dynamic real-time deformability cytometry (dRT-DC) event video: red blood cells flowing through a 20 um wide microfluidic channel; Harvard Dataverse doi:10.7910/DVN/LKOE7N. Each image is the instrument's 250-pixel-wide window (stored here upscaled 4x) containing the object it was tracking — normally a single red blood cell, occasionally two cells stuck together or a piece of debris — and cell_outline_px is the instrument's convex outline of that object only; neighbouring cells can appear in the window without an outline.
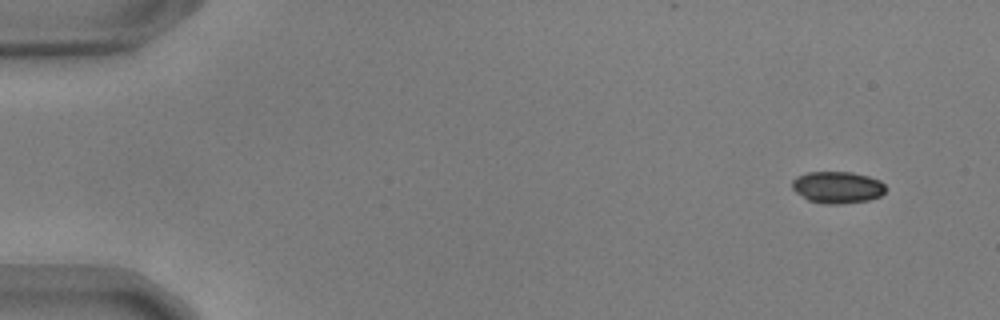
{"species": "common noctule bat (a hibernating species)", "species_latin": "Nyctalus noctula", "temperature_condition": "warm", "stored_images_in_passage": 52, "camera_frame_rate_fps": 3000, "um_per_image_px": 0.085, "animal": {"sex": "male", "body_mass_g": 17.9, "forearm_length_mm": 54.2}, "frame": {"image": 1, "passage_image": 1, "time_ms": 0.0, "image_size_px": [1000, 320], "cell_outline_px": [[884, 192], [880, 196], [868, 200], [840, 204], [828, 204], [808, 200], [796, 192], [792, 188], [792, 180], [796, 176], [808, 172], [852, 172], [868, 176], [880, 180], [884, 184]], "centroid_in_image_um": [71.16, 15.91], "position_along_channel_um": 13.8, "area_um2": 17.28}}
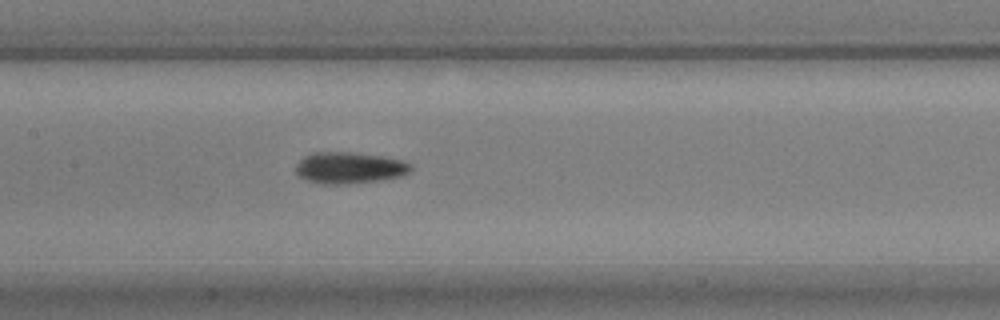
{"frame": {"image": 2, "passage_image": 24, "time_ms": 7.667, "image_size_px": [1000, 320], "cell_outline_px": [[412, 172], [400, 176], [380, 180], [344, 184], [320, 184], [308, 180], [300, 176], [296, 172], [296, 164], [304, 156], [312, 152], [352, 152], [384, 156], [404, 160], [412, 164]], "centroid_in_image_um": [29.73, 14.25], "position_along_channel_um": 177.7, "area_um2": 21.27}}
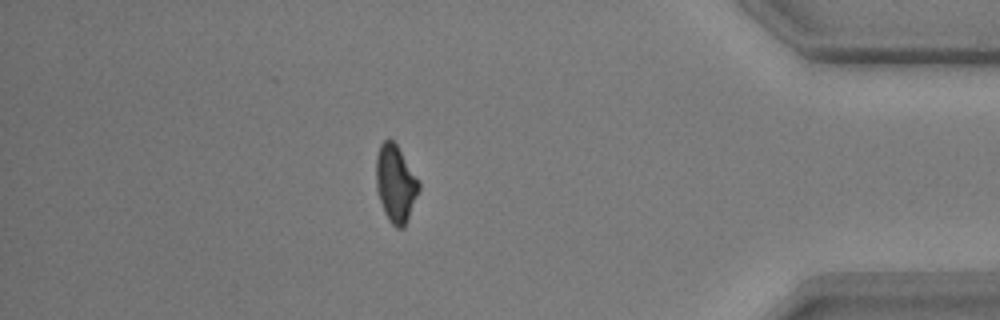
{"frame": {"image": 3, "passage_image": 45, "time_ms": 14.667, "image_size_px": [1000, 320], "cell_outline_px": [[420, 188], [408, 220], [404, 228], [396, 228], [388, 220], [384, 212], [376, 188], [376, 156], [380, 144], [384, 140], [392, 140], [396, 144], [420, 180]], "centroid_in_image_um": [33.63, 15.62], "position_along_channel_um": 401.6, "area_um2": 19.36}, "authors_computed_cell_mechanics": {"area_um2": 19.5653, "velocity_mm_per_s": 3.7074, "shape_relaxation_time_tau1_ms": 4.8526, "shape_relaxation_time_tau2_ms": 2.824, "deformation_change_tau1": 0.1398, "deformation_change_tau2": 0.0851}}